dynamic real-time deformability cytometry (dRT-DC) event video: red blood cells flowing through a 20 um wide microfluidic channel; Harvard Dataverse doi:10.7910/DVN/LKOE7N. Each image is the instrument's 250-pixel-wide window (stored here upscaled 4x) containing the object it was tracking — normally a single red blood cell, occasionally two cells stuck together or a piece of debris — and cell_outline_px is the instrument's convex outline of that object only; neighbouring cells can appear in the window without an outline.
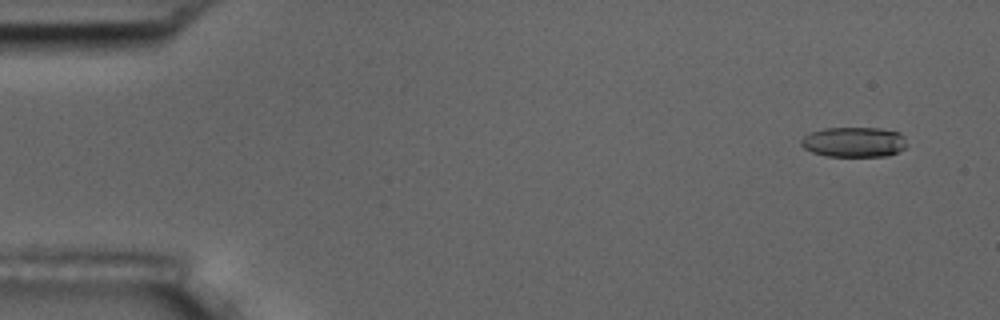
{"species": "common noctule bat (a hibernating species)", "species_latin": "Nyctalus noctula", "temperature_condition": "room temperature", "stored_images_in_passage": 6, "camera_frame_rate_fps": 3000, "um_per_image_px": 0.085, "animal": {"sex": "male", "body_mass_g": 17.5, "forearm_length_mm": 52.3}, "frame": {"image": 1, "passage_image": 2, "time_ms": 0.333, "image_size_px": [1000, 320], "cell_outline_px": [[904, 148], [888, 156], [828, 156], [812, 152], [804, 148], [800, 144], [800, 140], [804, 136], [812, 132], [824, 128], [880, 128], [900, 132], [904, 136]], "centroid_in_image_um": [72.57, 12.07], "position_along_channel_um": 12.4, "area_um2": 18.44}}
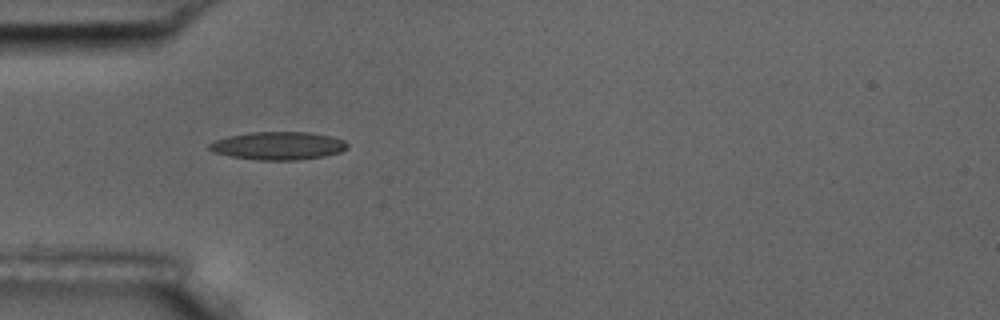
{"frame": {"image": 2, "passage_image": 6, "time_ms": 1.667, "image_size_px": [1000, 320], "cell_outline_px": [[348, 148], [340, 152], [324, 156], [296, 160], [256, 160], [232, 156], [212, 152], [208, 148], [208, 144], [216, 140], [228, 136], [248, 132], [308, 132], [332, 136], [344, 140], [348, 144]], "centroid_in_image_um": [23.65, 12.38], "position_along_channel_um": 61.4, "area_um2": 22.6}}